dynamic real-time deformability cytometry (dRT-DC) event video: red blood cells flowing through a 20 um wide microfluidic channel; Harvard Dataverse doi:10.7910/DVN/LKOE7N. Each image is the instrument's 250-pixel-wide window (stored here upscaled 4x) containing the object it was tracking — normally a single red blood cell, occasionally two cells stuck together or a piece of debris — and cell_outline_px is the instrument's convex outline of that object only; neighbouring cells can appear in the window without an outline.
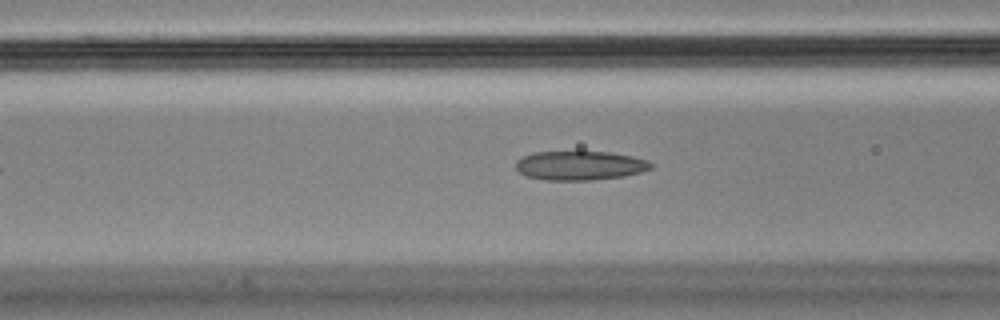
{"species": "Egyptian fruit bat (a non-hibernating species)", "species_latin": "Rousettus aegyptiacus", "temperature_condition": "cold", "stored_images_in_passage": 40, "camera_frame_rate_fps": 3000, "um_per_image_px": 0.085, "animal": {"sex": "male"}, "frame": {"image": 1, "passage_image": 16, "time_ms": 5.0, "image_size_px": [1000, 320], "cell_outline_px": [[652, 168], [640, 172], [624, 176], [588, 180], [544, 180], [528, 176], [520, 172], [516, 168], [516, 160], [532, 152], [612, 152], [632, 156], [648, 160], [652, 164]], "centroid_in_image_um": [49.3, 14.06], "position_along_channel_um": 117.3, "area_um2": 22.83}}
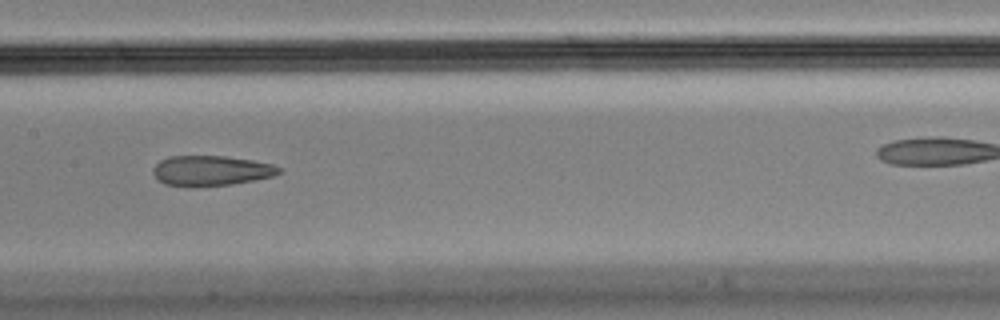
{"frame": {"image": 2, "passage_image": 22, "time_ms": 7.0, "image_size_px": [1000, 320], "cell_outline_px": [[284, 172], [272, 176], [256, 180], [232, 184], [196, 188], [164, 184], [152, 172], [152, 168], [160, 160], [168, 156], [224, 156], [252, 160], [272, 164], [284, 168]], "centroid_in_image_um": [17.97, 14.52], "position_along_channel_um": 189.4, "area_um2": 22.54}}
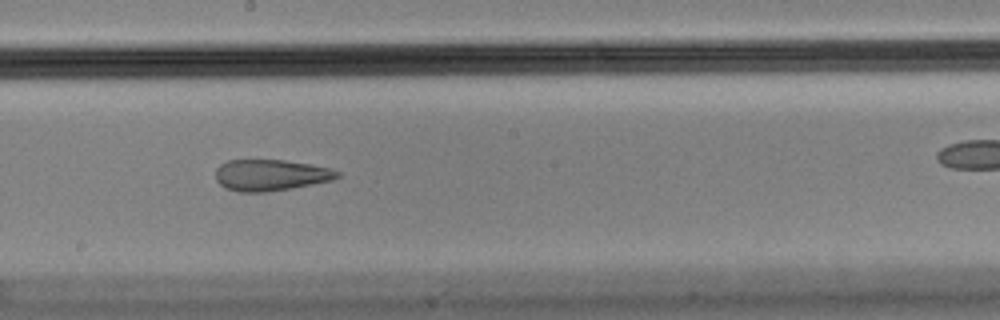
{"frame": {"image": 3, "passage_image": 25, "time_ms": 8.0, "image_size_px": [1000, 320], "cell_outline_px": [[340, 176], [332, 180], [292, 188], [264, 192], [240, 192], [224, 188], [216, 180], [216, 168], [220, 164], [228, 160], [284, 160], [332, 168], [340, 172]], "centroid_in_image_um": [22.99, 14.88], "position_along_channel_um": 225.2, "area_um2": 22.2}}